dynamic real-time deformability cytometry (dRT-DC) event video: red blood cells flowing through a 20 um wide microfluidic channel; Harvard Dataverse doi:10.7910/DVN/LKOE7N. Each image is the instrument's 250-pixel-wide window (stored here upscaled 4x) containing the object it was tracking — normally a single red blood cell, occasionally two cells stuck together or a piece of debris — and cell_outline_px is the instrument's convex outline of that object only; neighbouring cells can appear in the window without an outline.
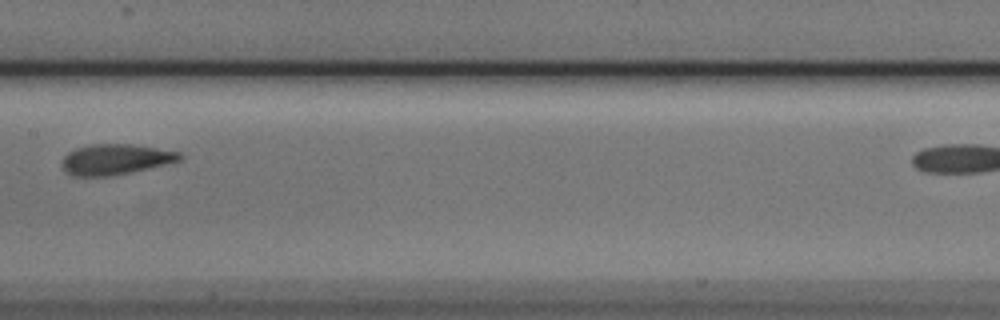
{"species": "Egyptian fruit bat (a non-hibernating species)", "species_latin": "Rousettus aegyptiacus", "temperature_condition": "cold", "stored_images_in_passage": 11, "segment_of_instrument_passage": [1, 2], "camera_frame_rate_fps": 3000, "um_per_image_px": 0.085, "animal": {"sex": "male"}, "frame": {"image": 1, "passage_image": 10, "time_ms": 3.0, "image_size_px": [1000, 320], "cell_outline_px": [[184, 156], [180, 160], [148, 168], [108, 176], [72, 176], [60, 164], [64, 156], [68, 152], [76, 148], [92, 144], [132, 144], [180, 152]], "centroid_in_image_um": [9.79, 13.53], "position_along_channel_um": 197.6, "area_um2": 20.69}}